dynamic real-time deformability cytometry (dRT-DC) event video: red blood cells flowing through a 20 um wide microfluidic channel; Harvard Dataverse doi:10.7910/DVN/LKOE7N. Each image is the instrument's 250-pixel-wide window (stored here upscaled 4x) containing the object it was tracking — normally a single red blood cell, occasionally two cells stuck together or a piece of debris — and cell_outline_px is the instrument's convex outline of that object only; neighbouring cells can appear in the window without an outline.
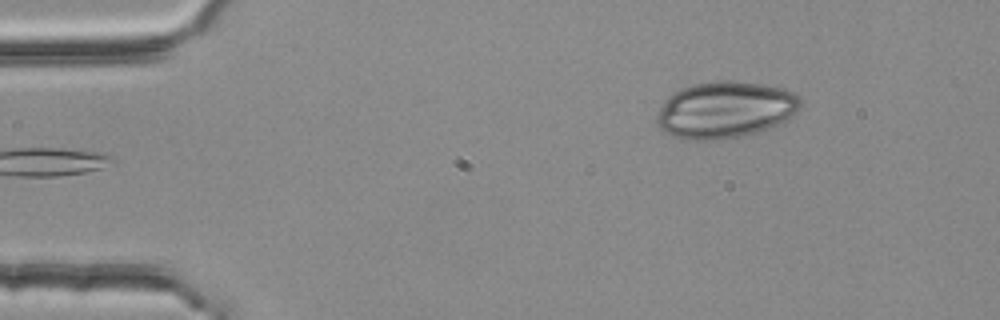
{"species": "common noctule bat (a hibernating species)", "species_latin": "Nyctalus noctula", "temperature_condition": "room temperature", "stored_images_in_passage": 2, "camera_frame_rate_fps": 3000, "um_per_image_px": 0.085, "animal": {"sex": "female", "body_mass_g": 25.1}, "frame": {"image": 1, "passage_image": 2, "time_ms": 0.333, "image_size_px": [1000, 320], "cell_outline_px": [[800, 108], [788, 120], [772, 128], [760, 132], [744, 136], [712, 140], [684, 140], [672, 136], [660, 128], [656, 120], [656, 116], [664, 100], [668, 96], [692, 84], [720, 80], [732, 80], [764, 84], [784, 88], [800, 96]], "centroid_in_image_um": [61.67, 9.34], "position_along_channel_um": 23.3, "area_um2": 47.97}}